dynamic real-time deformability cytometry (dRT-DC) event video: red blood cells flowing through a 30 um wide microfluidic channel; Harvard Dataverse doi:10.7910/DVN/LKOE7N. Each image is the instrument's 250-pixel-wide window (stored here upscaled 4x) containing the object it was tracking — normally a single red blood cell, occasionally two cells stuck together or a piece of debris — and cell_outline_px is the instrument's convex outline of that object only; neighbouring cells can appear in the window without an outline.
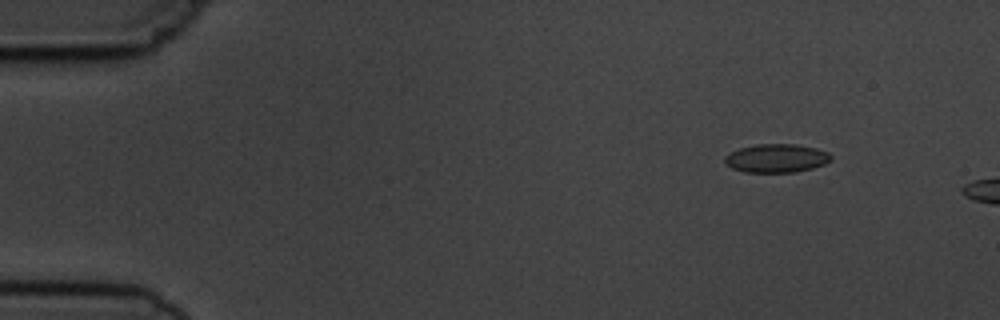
{"species": "common noctule bat (a hibernating species)", "species_latin": "Nyctalus noctula", "temperature_condition": "cold", "stored_images_in_passage": 4, "camera_frame_rate_fps": 3000, "um_per_image_px": 0.085, "animal": {"sex": "male", "body_mass_g": 19.5, "forearm_length_mm": 54.6}, "frame": {"image": 1, "passage_image": 2, "time_ms": 1.333, "image_size_px": [1000, 320], "cell_outline_px": [[832, 160], [824, 164], [812, 168], [792, 172], [744, 172], [732, 168], [724, 164], [724, 156], [740, 148], [756, 144], [796, 144], [816, 148], [828, 152], [832, 156]], "centroid_in_image_um": [65.99, 13.45], "position_along_channel_um": 19.0, "area_um2": 17.69}}